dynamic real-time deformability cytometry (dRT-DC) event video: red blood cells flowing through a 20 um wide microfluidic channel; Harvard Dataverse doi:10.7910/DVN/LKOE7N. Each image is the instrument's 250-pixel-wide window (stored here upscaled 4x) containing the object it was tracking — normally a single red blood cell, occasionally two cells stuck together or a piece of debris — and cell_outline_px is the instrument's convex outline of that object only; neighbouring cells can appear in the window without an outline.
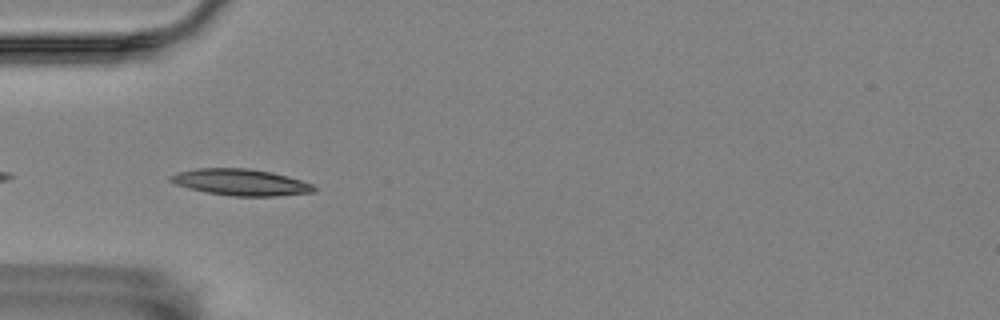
{"species": "Egyptian fruit bat (a non-hibernating species)", "species_latin": "Rousettus aegyptiacus", "temperature_condition": "room temperature", "stored_images_in_passage": 41, "camera_frame_rate_fps": 3000, "um_per_image_px": 0.085, "animal": {"sex": "female"}, "frame": {"image": 1, "passage_image": 2, "time_ms": 0.333, "image_size_px": [1000, 320], "cell_outline_px": [[316, 192], [276, 196], [232, 196], [208, 192], [176, 184], [168, 180], [168, 176], [180, 172], [196, 168], [248, 168], [272, 172], [288, 176], [312, 184], [316, 188]], "centroid_in_image_um": [20.5, 15.49], "position_along_channel_um": 64.5, "area_um2": 21.96}}
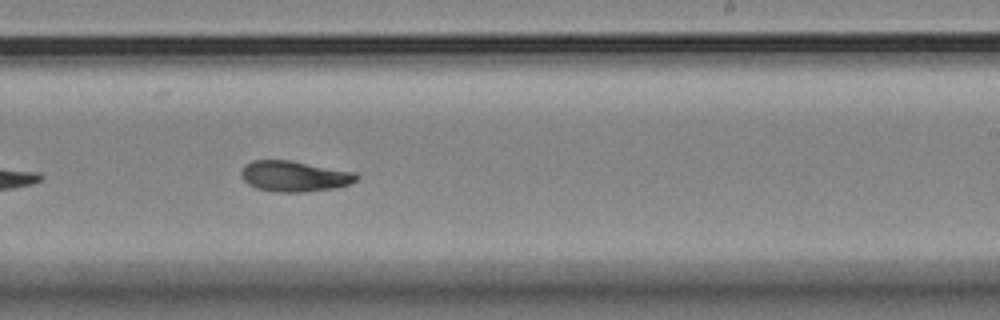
{"frame": {"image": 2, "passage_image": 19, "time_ms": 6.0, "image_size_px": [1000, 320], "cell_outline_px": [[360, 176], [356, 180], [348, 184], [336, 188], [308, 192], [276, 192], [256, 188], [248, 184], [240, 176], [240, 172], [244, 164], [252, 160], [292, 160], [356, 172]], "centroid_in_image_um": [25.01, 14.97], "position_along_channel_um": 264.0, "area_um2": 20.98}}
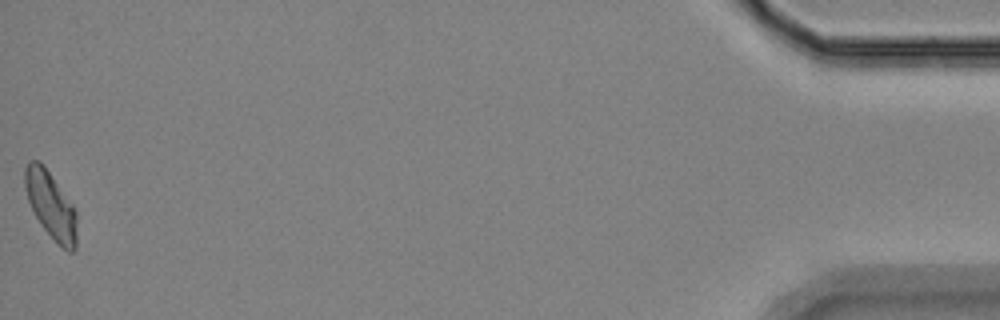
{"frame": {"image": 3, "passage_image": 41, "time_ms": 13.333, "image_size_px": [1000, 320], "cell_outline_px": [[76, 248], [72, 252], [68, 252], [40, 224], [28, 200], [24, 184], [24, 168], [28, 160], [40, 160], [44, 164], [76, 208]], "centroid_in_image_um": [4.32, 17.36], "position_along_channel_um": 430.9, "area_um2": 20.29}, "authors_computed_cell_mechanics": {"area_um2": 20.3456, "velocity_mm_per_s": 3.53, "shape_relaxation_time_tau1_ms": 6.9376, "shape_relaxation_time_tau2_ms": 3.2633, "deformation_change_tau1": 0.1958, "deformation_change_tau2": 0.075}}